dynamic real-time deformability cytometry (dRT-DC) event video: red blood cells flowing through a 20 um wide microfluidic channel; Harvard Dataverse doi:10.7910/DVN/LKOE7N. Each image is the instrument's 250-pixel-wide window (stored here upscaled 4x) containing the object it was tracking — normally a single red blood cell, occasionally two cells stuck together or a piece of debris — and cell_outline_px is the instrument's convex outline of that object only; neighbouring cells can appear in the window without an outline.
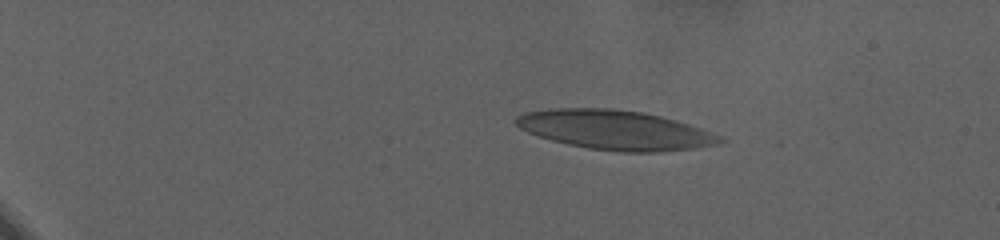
{"species": "human", "species_latin": "Homo sapiens", "temperature_condition": "warm", "stored_images_in_passage": 76, "camera_frame_rate_fps": 3000, "um_per_image_px": 0.085, "donor": {"sex": "female"}, "frame": {"image": 1, "passage_image": 15, "time_ms": 4.667, "image_size_px": [1000, 240], "cell_outline_px": [[728, 140], [720, 144], [696, 148], [652, 152], [624, 152], [588, 148], [568, 144], [552, 140], [528, 132], [520, 128], [516, 124], [516, 116], [524, 112], [548, 108], [608, 108], [644, 112], [676, 120], [700, 128], [720, 136]], "centroid_in_image_um": [52.3, 11.04], "position_along_channel_um": 32.7, "area_um2": 46.76}}
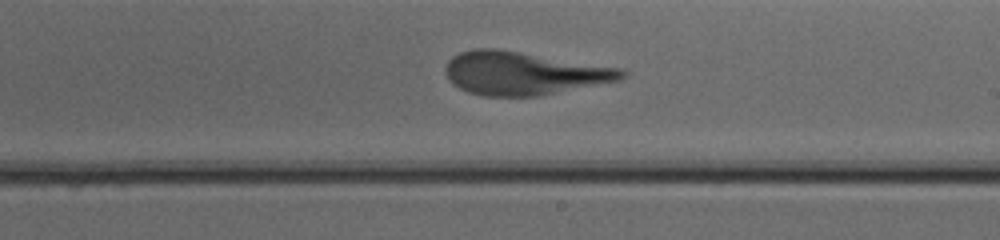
{"frame": {"image": 2, "passage_image": 50, "time_ms": 16.333, "image_size_px": [1000, 240], "cell_outline_px": [[628, 76], [620, 80], [540, 96], [484, 96], [468, 92], [452, 84], [444, 72], [444, 68], [448, 60], [452, 56], [460, 52], [476, 48], [496, 48], [620, 68], [628, 72]], "centroid_in_image_um": [44.48, 6.23], "position_along_channel_um": 244.5, "area_um2": 44.39}}
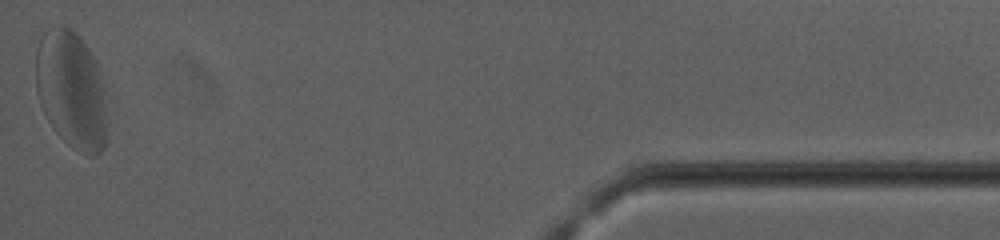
{"frame": {"image": 3, "passage_image": 76, "time_ms": 25.0, "image_size_px": [1000, 240], "cell_outline_px": [[116, 100], [108, 140], [104, 148], [96, 156], [88, 156], [72, 148], [52, 128], [40, 104], [36, 88], [36, 48], [40, 36], [48, 28], [56, 24], [60, 24], [76, 32], [88, 48], [96, 60]], "centroid_in_image_um": [6.25, 7.71], "position_along_channel_um": 428.9, "area_um2": 52.6}}